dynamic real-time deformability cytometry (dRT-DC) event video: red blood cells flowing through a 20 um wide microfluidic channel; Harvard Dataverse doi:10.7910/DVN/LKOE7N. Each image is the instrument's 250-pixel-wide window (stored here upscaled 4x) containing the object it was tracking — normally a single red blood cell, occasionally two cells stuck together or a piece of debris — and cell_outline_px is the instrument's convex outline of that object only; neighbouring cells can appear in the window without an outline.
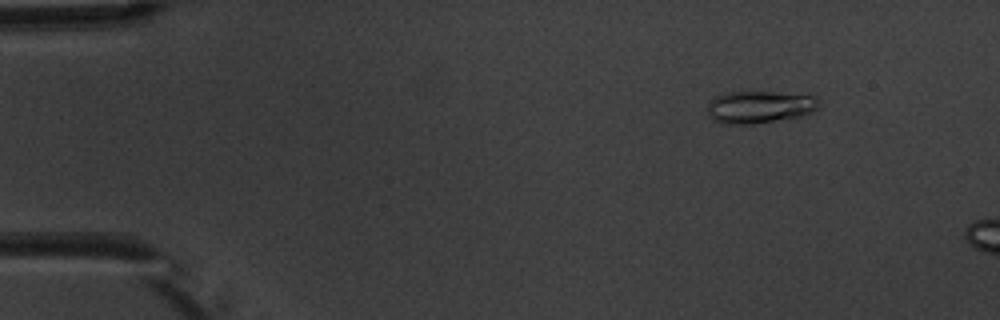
{"species": "common noctule bat (a hibernating species)", "species_latin": "Nyctalus noctula", "temperature_condition": "warm", "stored_images_in_passage": 4, "camera_frame_rate_fps": 3000, "um_per_image_px": 0.085, "animal": {"sex": "male", "body_mass_g": 20.1, "forearm_length_mm": 53.5}, "frame": {"image": 1, "passage_image": 2, "time_ms": 1.0, "image_size_px": [1000, 320], "cell_outline_px": [[820, 104], [816, 108], [800, 116], [752, 124], [724, 124], [712, 120], [708, 116], [708, 104], [716, 96], [732, 92], [772, 92], [816, 96], [820, 100]], "centroid_in_image_um": [64.53, 9.1], "position_along_channel_um": 20.5, "area_um2": 20.75}}